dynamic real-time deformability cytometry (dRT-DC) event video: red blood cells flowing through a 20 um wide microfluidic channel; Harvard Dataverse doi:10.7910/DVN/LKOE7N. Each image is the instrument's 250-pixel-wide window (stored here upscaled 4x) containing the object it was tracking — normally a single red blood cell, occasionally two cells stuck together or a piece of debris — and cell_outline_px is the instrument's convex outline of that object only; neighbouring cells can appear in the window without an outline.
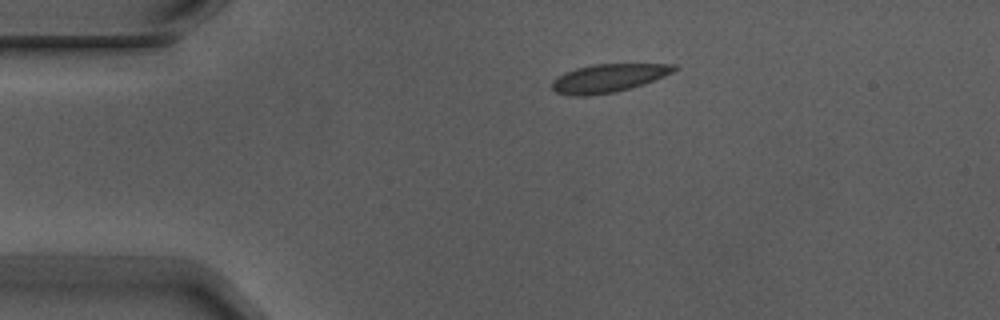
{"species": "Egyptian fruit bat (a non-hibernating species)", "species_latin": "Rousettus aegyptiacus", "temperature_condition": "warm", "stored_images_in_passage": 6, "camera_frame_rate_fps": 3000, "um_per_image_px": 0.085, "animal": {"sex": "male"}, "frame": {"image": 1, "passage_image": 1, "time_ms": 0.0, "image_size_px": [1000, 320], "cell_outline_px": [[676, 68], [672, 72], [664, 76], [644, 84], [632, 88], [616, 92], [588, 96], [572, 96], [556, 92], [552, 88], [552, 80], [556, 76], [564, 72], [576, 68], [592, 64], [676, 64]], "centroid_in_image_um": [51.66, 6.65], "position_along_channel_um": 33.3, "area_um2": 20.23}}
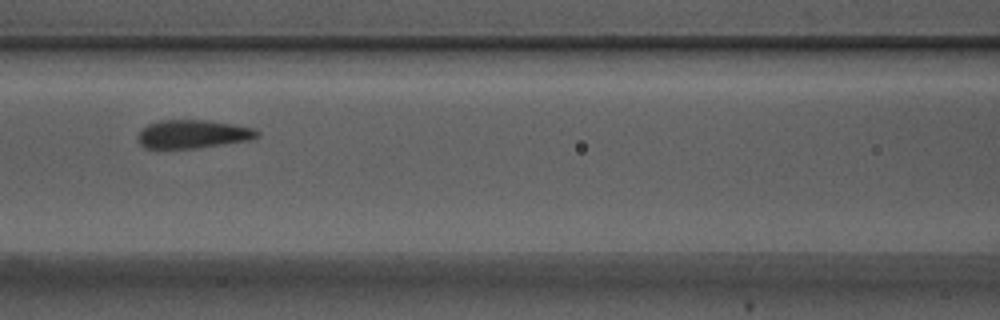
{"frame": {"image": 2, "passage_image": 4, "time_ms": 1.0, "image_size_px": [1000, 320], "cell_outline_px": [[260, 136], [252, 140], [196, 148], [144, 148], [140, 144], [136, 136], [140, 128], [148, 124], [160, 120], [208, 120], [256, 128], [260, 132]], "centroid_in_image_um": [16.4, 11.39], "position_along_channel_um": 150.2, "area_um2": 20.06}}
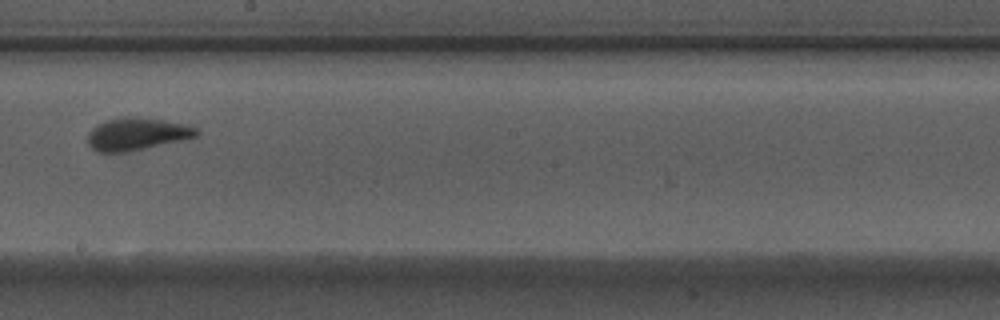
{"frame": {"image": 3, "passage_image": 6, "time_ms": 1.667, "image_size_px": [1000, 320], "cell_outline_px": [[200, 136], [128, 152], [96, 152], [88, 144], [88, 132], [92, 128], [104, 120], [128, 116], [132, 116], [160, 120], [184, 124], [200, 128]], "centroid_in_image_um": [11.65, 11.39], "position_along_channel_um": 236.6, "area_um2": 20.69}}